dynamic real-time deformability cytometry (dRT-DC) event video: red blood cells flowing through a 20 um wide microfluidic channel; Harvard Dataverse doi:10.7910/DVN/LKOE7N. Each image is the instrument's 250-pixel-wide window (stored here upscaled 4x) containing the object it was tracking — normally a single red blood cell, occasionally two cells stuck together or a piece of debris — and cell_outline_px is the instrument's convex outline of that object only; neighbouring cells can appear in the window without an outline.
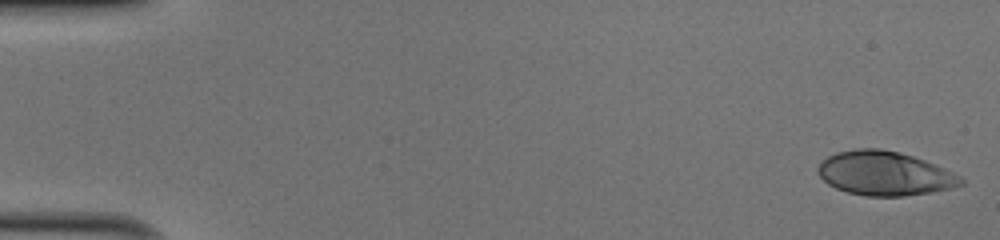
{"species": "human", "species_latin": "Homo sapiens", "temperature_condition": "cold", "stored_images_in_passage": 50, "camera_frame_rate_fps": 3000, "um_per_image_px": 0.085, "donor": {"sex": "male"}, "frame": {"image": 1, "passage_image": 1, "time_ms": 0.0, "image_size_px": [1000, 240], "cell_outline_px": [[964, 184], [952, 188], [904, 196], [864, 196], [848, 192], [836, 188], [828, 184], [820, 176], [816, 168], [828, 156], [836, 152], [856, 148], [880, 148], [900, 152], [924, 160], [944, 168], [960, 176], [964, 180]], "centroid_in_image_um": [75.19, 14.73], "position_along_channel_um": 9.8, "area_um2": 36.65}}
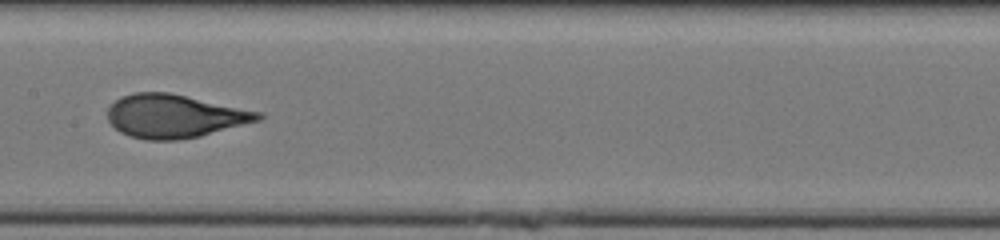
{"frame": {"image": 2, "passage_image": 26, "time_ms": 8.333, "image_size_px": [1000, 240], "cell_outline_px": [[264, 116], [260, 120], [200, 136], [176, 140], [144, 140], [128, 136], [120, 132], [108, 120], [108, 108], [120, 96], [136, 92], [168, 92], [264, 112]], "centroid_in_image_um": [14.84, 9.87], "position_along_channel_um": 192.6, "area_um2": 38.09}}
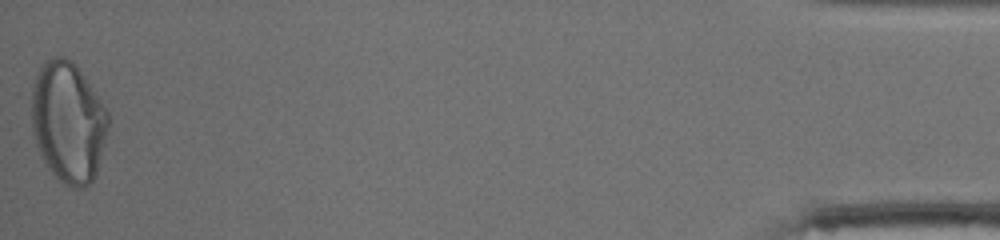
{"frame": {"image": 3, "passage_image": 50, "time_ms": 16.333, "image_size_px": [1000, 240], "cell_outline_px": [[108, 128], [96, 176], [84, 188], [72, 188], [64, 184], [48, 168], [40, 156], [32, 132], [32, 88], [36, 76], [44, 60], [56, 56], [64, 56], [72, 60], [76, 64], [108, 112]], "centroid_in_image_um": [5.78, 10.38], "position_along_channel_um": 429.4, "area_um2": 53.99}, "authors_computed_cell_mechanics": {"area_um2": 37.4255, "velocity_mm_per_s": 4.073, "shape_relaxation_time_tau1_ms": 4.8371, "shape_relaxation_time_tau2_ms": null, "deformation_change_tau1": 0.2079, "deformation_change_tau2": null}}